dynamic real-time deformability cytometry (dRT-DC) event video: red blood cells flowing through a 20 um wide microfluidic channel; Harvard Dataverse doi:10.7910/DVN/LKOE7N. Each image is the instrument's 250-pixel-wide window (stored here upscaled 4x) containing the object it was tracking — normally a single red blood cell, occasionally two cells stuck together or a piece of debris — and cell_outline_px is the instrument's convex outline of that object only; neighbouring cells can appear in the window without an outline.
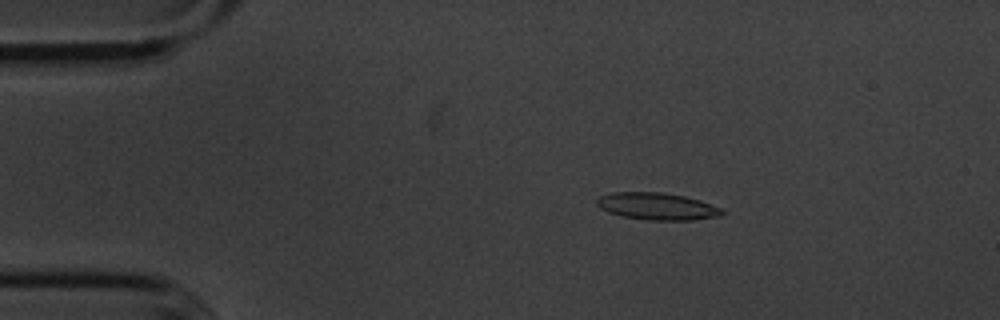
{"species": "common noctule bat (a hibernating species)", "species_latin": "Nyctalus noctula", "temperature_condition": "cold", "stored_images_in_passage": 56, "camera_frame_rate_fps": 3000, "um_per_image_px": 0.085, "animal": {"sex": "male", "body_mass_g": 20.1, "forearm_length_mm": 53.5}, "frame": {"image": 1, "passage_image": 10, "time_ms": 3.0, "image_size_px": [1000, 320], "cell_outline_px": [[724, 212], [720, 216], [692, 220], [648, 220], [624, 216], [608, 212], [600, 208], [596, 204], [596, 200], [600, 196], [612, 192], [660, 192], [684, 196], [700, 200], [720, 208]], "centroid_in_image_um": [55.83, 17.53], "position_along_channel_um": 29.2, "area_um2": 19.65}}
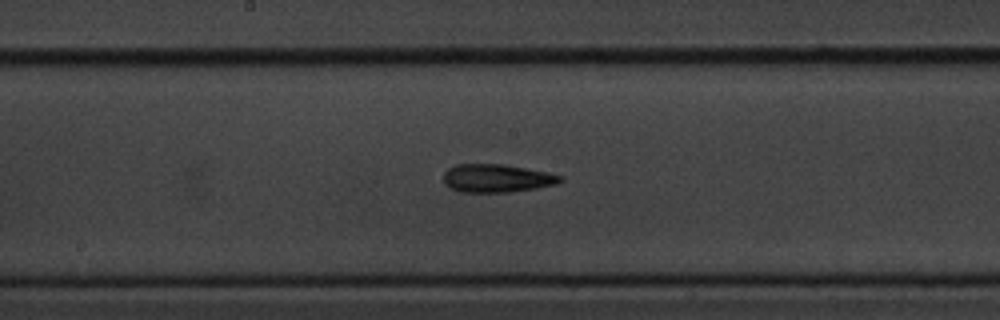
{"frame": {"image": 2, "passage_image": 29, "time_ms": 9.333, "image_size_px": [1000, 320], "cell_outline_px": [[564, 180], [556, 184], [536, 188], [508, 192], [460, 192], [448, 188], [444, 184], [444, 172], [448, 168], [456, 164], [504, 164], [564, 176]], "centroid_in_image_um": [42.19, 15.15], "position_along_channel_um": 206.0, "area_um2": 19.19}}
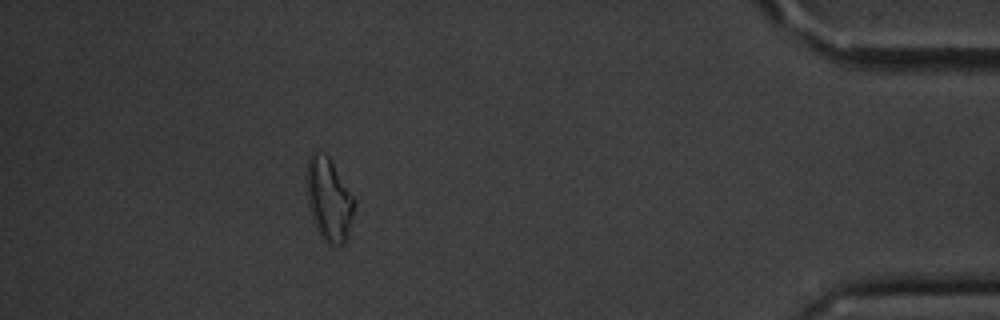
{"frame": {"image": 3, "passage_image": 50, "time_ms": 16.333, "image_size_px": [1000, 320], "cell_outline_px": [[356, 200], [352, 216], [344, 244], [328, 244], [320, 236], [312, 220], [308, 208], [308, 160], [312, 152], [316, 152], [328, 156]], "centroid_in_image_um": [27.96, 16.98], "position_along_channel_um": 407.2, "area_um2": 22.48}, "authors_computed_cell_mechanics": {"area_um2": 19.1607, "velocity_mm_per_s": 3.5971, "shape_relaxation_time_tau1_ms": 7.3109, "shape_relaxation_time_tau2_ms": 6.1068, "deformation_change_tau1": 0.156, "deformation_change_tau2": 0.1703}}